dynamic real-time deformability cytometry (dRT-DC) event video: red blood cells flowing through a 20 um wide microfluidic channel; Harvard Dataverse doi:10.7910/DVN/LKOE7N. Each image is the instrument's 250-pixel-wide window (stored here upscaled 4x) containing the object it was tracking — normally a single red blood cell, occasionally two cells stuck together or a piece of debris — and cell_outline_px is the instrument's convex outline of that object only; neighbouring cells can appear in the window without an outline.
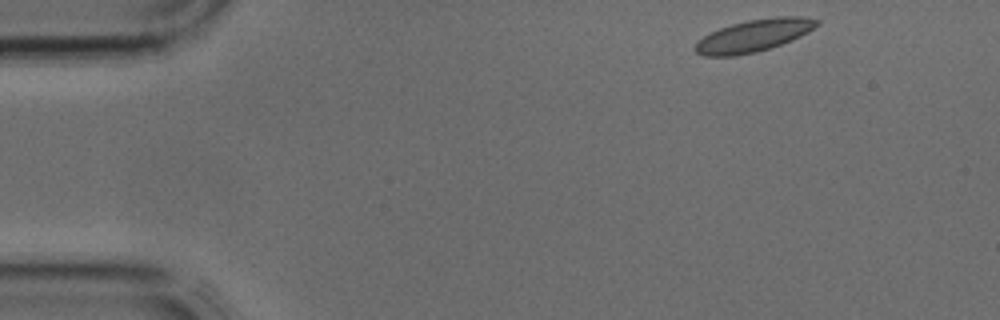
{"species": "common noctule bat (a hibernating species)", "species_latin": "Nyctalus noctula", "temperature_condition": "cold", "stored_images_in_passage": 3, "camera_frame_rate_fps": 3000, "um_per_image_px": 0.085, "animal": {"sex": "male", "body_mass_g": 17.9, "forearm_length_mm": 54.2}, "frame": {"image": 1, "passage_image": 1, "time_ms": 0.0, "image_size_px": [1000, 320], "cell_outline_px": [[820, 24], [808, 32], [792, 40], [756, 52], [732, 56], [704, 56], [696, 52], [692, 48], [704, 36], [720, 28], [732, 24], [748, 20], [776, 16], [800, 16], [820, 20]], "centroid_in_image_um": [64.09, 3.02], "position_along_channel_um": 20.9, "area_um2": 22.66}}